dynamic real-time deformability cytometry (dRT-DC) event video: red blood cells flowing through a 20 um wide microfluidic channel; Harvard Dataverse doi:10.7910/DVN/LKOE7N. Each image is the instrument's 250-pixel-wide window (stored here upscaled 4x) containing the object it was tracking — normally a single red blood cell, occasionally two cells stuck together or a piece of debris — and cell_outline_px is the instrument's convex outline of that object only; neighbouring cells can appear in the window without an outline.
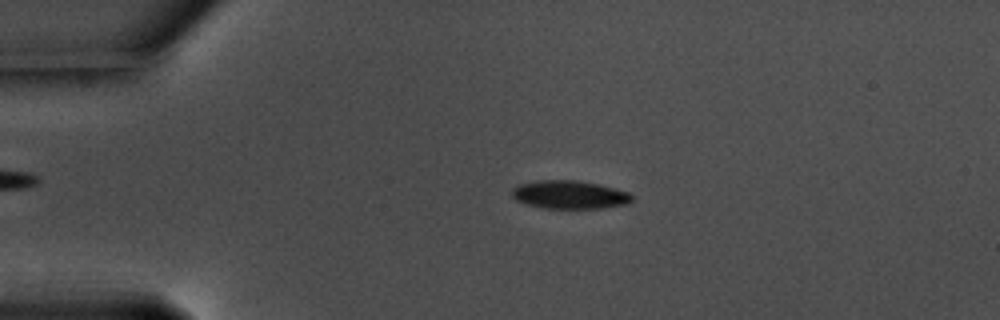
{"species": "common noctule bat (a hibernating species)", "species_latin": "Nyctalus noctula", "temperature_condition": "warm", "stored_images_in_passage": 54, "camera_frame_rate_fps": 3000, "um_per_image_px": 0.085, "animal": {"sex": "male", "body_mass_g": 17.5, "forearm_length_mm": 52.3}, "frame": {"image": 1, "passage_image": 9, "time_ms": 2.667, "image_size_px": [1000, 320], "cell_outline_px": [[632, 200], [628, 204], [600, 208], [544, 208], [528, 204], [516, 200], [512, 196], [512, 188], [520, 184], [536, 180], [580, 180], [600, 184], [616, 188], [628, 192], [632, 196]], "centroid_in_image_um": [48.43, 16.53], "position_along_channel_um": 36.6, "area_um2": 19.83}}
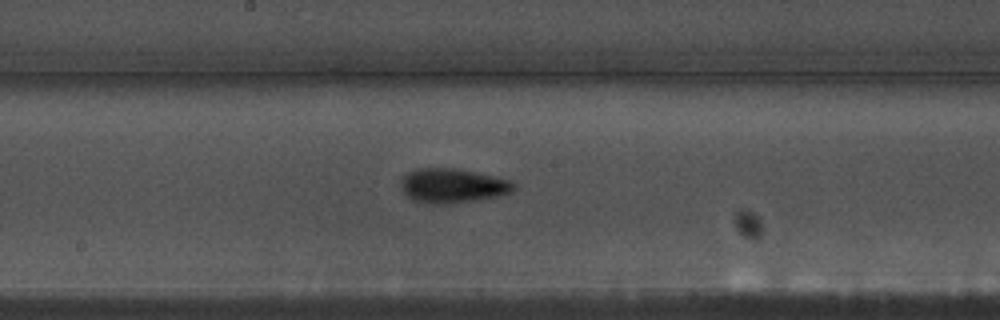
{"frame": {"image": 2, "passage_image": 27, "time_ms": 8.667, "image_size_px": [1000, 320], "cell_outline_px": [[516, 188], [512, 192], [496, 196], [472, 200], [444, 204], [432, 204], [412, 200], [400, 188], [400, 180], [408, 172], [416, 168], [452, 168], [472, 172], [508, 180]], "centroid_in_image_um": [38.38, 15.78], "position_along_channel_um": 209.8, "area_um2": 22.14}}
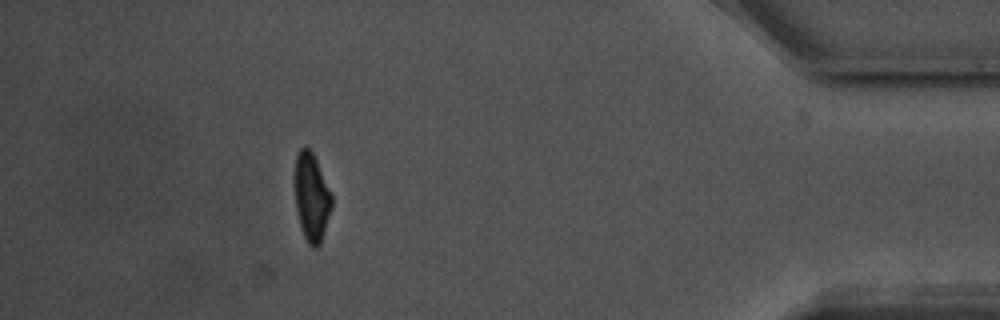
{"frame": {"image": 3, "passage_image": 48, "time_ms": 15.667, "image_size_px": [1000, 320], "cell_outline_px": [[332, 208], [320, 244], [316, 248], [312, 248], [308, 244], [304, 236], [300, 224], [296, 208], [296, 156], [300, 148], [308, 148], [312, 152], [316, 160], [332, 196]], "centroid_in_image_um": [26.5, 16.81], "position_along_channel_um": 408.7, "area_um2": 18.44}, "authors_computed_cell_mechanics": {"area_um2": 20.1433, "velocity_mm_per_s": 3.5676, "shape_relaxation_time_tau1_ms": 3.1373, "shape_relaxation_time_tau2_ms": 3.343, "deformation_change_tau1": 0.1197, "deformation_change_tau2": 0.0844}}